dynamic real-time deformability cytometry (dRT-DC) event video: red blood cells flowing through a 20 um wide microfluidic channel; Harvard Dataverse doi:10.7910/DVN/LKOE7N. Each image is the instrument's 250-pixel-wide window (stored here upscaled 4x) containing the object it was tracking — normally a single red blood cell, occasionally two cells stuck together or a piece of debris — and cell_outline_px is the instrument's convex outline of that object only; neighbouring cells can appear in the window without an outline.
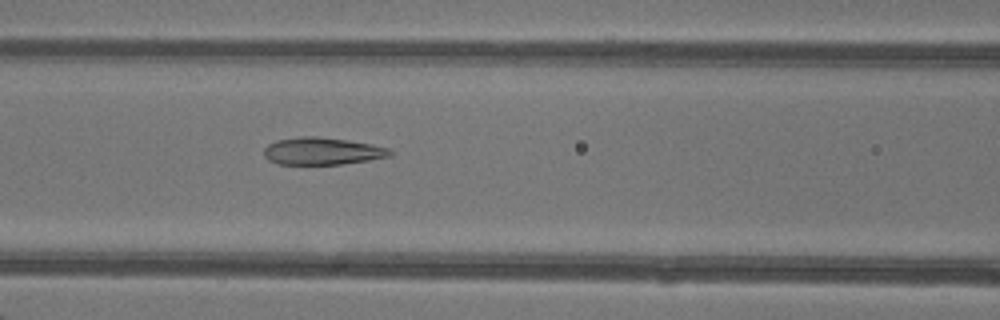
{"species": "common noctule bat (a hibernating species)", "species_latin": "Nyctalus noctula", "temperature_condition": "warm", "stored_images_in_passage": 41, "camera_frame_rate_fps": 3000, "um_per_image_px": 0.085, "animal": {"sex": "female"}, "frame": {"image": 1, "passage_image": 22, "time_ms": 7.0, "image_size_px": [1000, 320], "cell_outline_px": [[396, 152], [388, 156], [368, 160], [340, 164], [276, 164], [268, 160], [264, 156], [264, 148], [268, 144], [276, 140], [300, 136], [316, 136], [348, 140], [372, 144], [388, 148]], "centroid_in_image_um": [27.36, 12.84], "position_along_channel_um": 139.2, "area_um2": 20.11}}
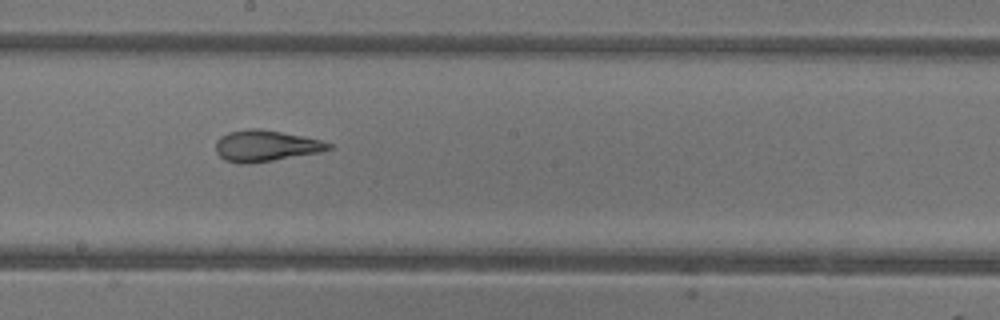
{"frame": {"image": 2, "passage_image": 28, "time_ms": 9.0, "image_size_px": [1000, 320], "cell_outline_px": [[332, 148], [320, 152], [248, 164], [240, 164], [224, 160], [216, 152], [216, 140], [220, 136], [228, 132], [248, 128], [260, 128], [320, 140], [332, 144]], "centroid_in_image_um": [22.53, 12.39], "position_along_channel_um": 225.7, "area_um2": 20.4}}
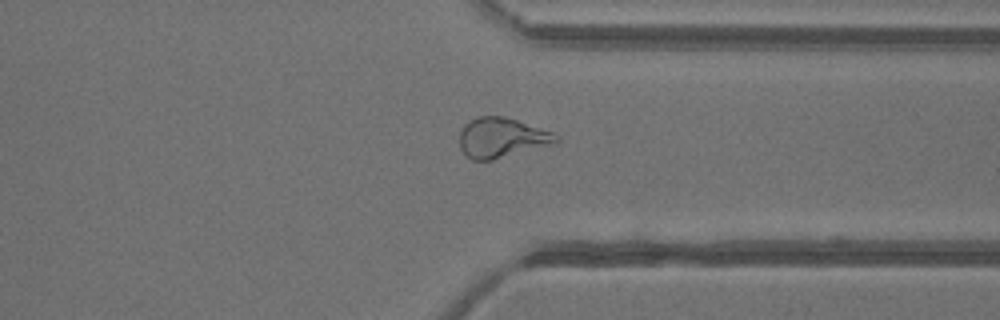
{"frame": {"image": 3, "passage_image": 38, "time_ms": 12.333, "image_size_px": [1000, 320], "cell_outline_px": [[560, 140], [556, 144], [492, 160], [472, 160], [460, 148], [460, 132], [464, 124], [468, 120], [480, 116], [504, 116], [552, 132], [560, 136]], "centroid_in_image_um": [42.67, 11.71], "position_along_channel_um": 368.7, "area_um2": 22.54}}